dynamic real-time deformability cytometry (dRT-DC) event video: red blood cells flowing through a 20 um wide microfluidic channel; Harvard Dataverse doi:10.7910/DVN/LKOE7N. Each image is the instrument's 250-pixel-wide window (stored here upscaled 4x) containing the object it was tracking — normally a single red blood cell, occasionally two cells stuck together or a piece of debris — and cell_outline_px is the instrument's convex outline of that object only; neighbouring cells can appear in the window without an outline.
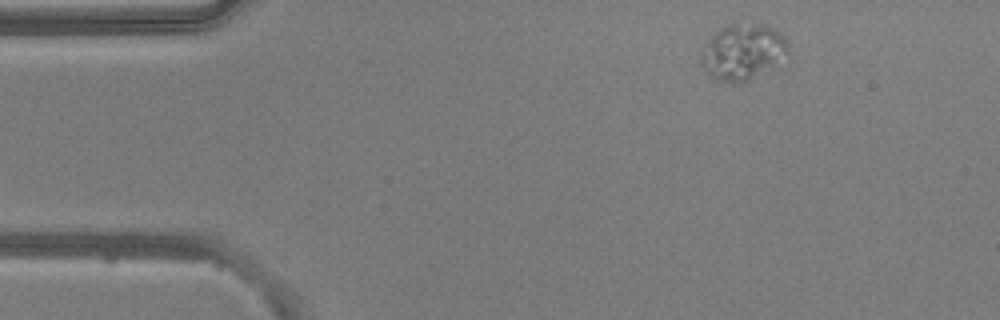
{"species": "common noctule bat (a hibernating species)", "species_latin": "Nyctalus noctula", "temperature_condition": "warm", "stored_images_in_passage": 3, "camera_frame_rate_fps": 3000, "um_per_image_px": 0.085, "animal": {"sex": "male", "body_mass_g": 20.5, "forearm_length_mm": 52.5}, "frame": {"image": 1, "passage_image": 1, "time_ms": 0.0, "image_size_px": [1000, 320], "cell_outline_px": [[788, 52], [772, 68], [748, 80], [732, 84], [716, 80], [700, 68], [700, 56], [712, 36], [716, 32], [728, 24], [764, 24], [772, 28], [784, 36], [788, 44]], "centroid_in_image_um": [63.12, 4.44], "position_along_channel_um": 21.9, "area_um2": 28.21}}